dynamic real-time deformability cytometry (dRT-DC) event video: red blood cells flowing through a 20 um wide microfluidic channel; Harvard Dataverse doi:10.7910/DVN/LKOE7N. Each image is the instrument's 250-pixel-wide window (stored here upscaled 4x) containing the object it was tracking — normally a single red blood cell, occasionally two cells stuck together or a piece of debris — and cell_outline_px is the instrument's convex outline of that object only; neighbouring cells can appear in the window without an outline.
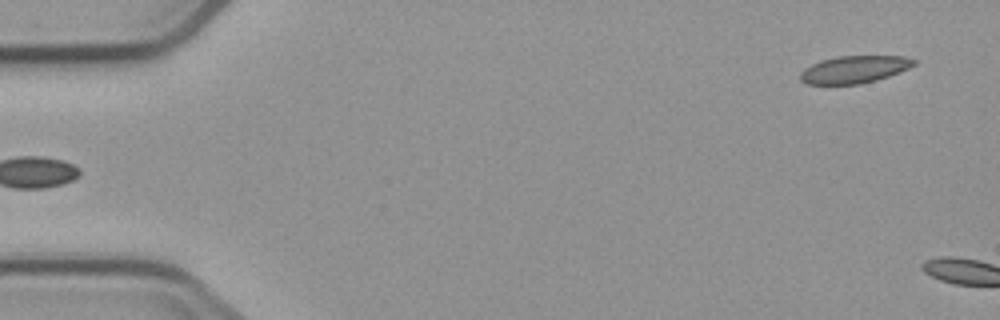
{"species": "common noctule bat (a hibernating species)", "species_latin": "Nyctalus noctula", "temperature_condition": "cold", "stored_images_in_passage": 5, "camera_frame_rate_fps": 3000, "um_per_image_px": 0.085, "animal": {"sex": "male", "body_mass_g": 23.1, "forearm_length_mm": 52.7}, "frame": {"image": 1, "passage_image": 5, "time_ms": 4.667, "image_size_px": [1000, 320], "cell_outline_px": [[916, 64], [908, 68], [888, 76], [876, 80], [860, 84], [808, 84], [800, 80], [800, 72], [804, 68], [820, 60], [836, 56], [904, 56], [916, 60]], "centroid_in_image_um": [72.59, 5.89], "position_along_channel_um": 12.4, "area_um2": 18.09}}